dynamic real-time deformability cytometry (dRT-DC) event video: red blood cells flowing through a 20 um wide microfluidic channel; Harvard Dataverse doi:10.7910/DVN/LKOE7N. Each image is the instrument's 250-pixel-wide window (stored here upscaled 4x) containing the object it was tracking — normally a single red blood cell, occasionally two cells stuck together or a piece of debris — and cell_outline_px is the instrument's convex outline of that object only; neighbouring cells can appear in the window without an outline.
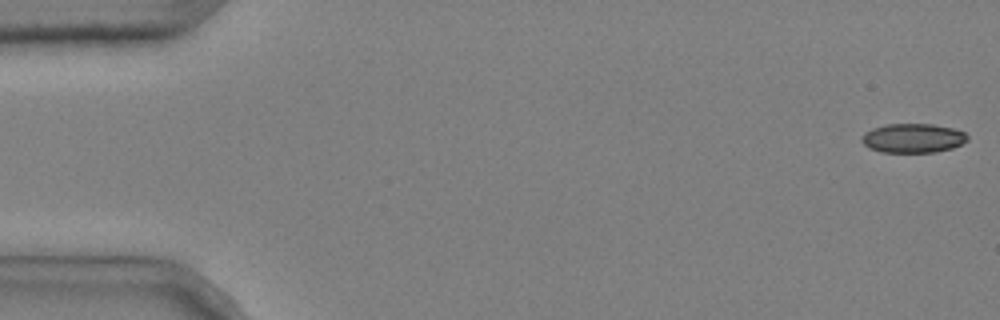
{"species": "common noctule bat (a hibernating species)", "species_latin": "Nyctalus noctula", "temperature_condition": "cold", "stored_images_in_passage": 4, "camera_frame_rate_fps": 3000, "um_per_image_px": 0.085, "animal": {"sex": "male", "body_mass_g": 20.4}, "frame": {"image": 1, "passage_image": 1, "time_ms": 0.0, "image_size_px": [1000, 320], "cell_outline_px": [[968, 140], [952, 148], [936, 152], [880, 152], [868, 148], [860, 140], [860, 136], [864, 132], [872, 128], [884, 124], [932, 124], [952, 128], [964, 132], [968, 136]], "centroid_in_image_um": [77.55, 11.74], "position_along_channel_um": 7.5, "area_um2": 18.15}}